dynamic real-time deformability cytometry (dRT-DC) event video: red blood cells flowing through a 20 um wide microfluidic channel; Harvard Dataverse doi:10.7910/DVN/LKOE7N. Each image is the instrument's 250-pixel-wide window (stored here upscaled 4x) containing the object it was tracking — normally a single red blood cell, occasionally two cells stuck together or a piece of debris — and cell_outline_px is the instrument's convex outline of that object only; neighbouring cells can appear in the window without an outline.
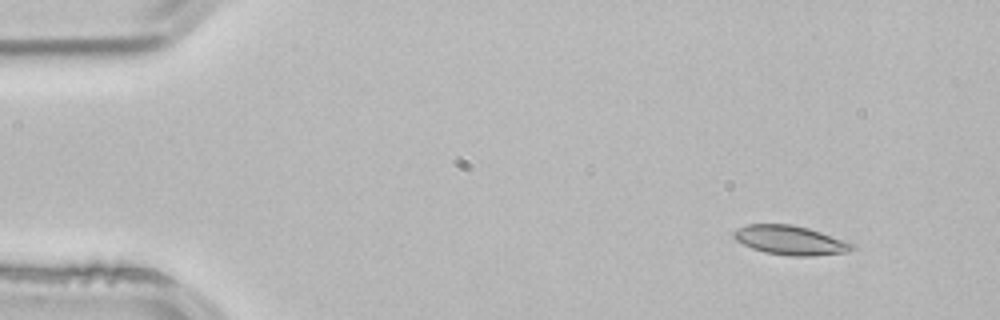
{"species": "common noctule bat (a hibernating species)", "species_latin": "Nyctalus noctula", "temperature_condition": "room temperature", "stored_images_in_passage": 4, "camera_frame_rate_fps": 3000, "um_per_image_px": 0.085, "animal": {"sex": "male", "body_mass_g": 21.5, "forearm_length_mm": 52.0}, "frame": {"image": 1, "passage_image": 2, "time_ms": 0.333, "image_size_px": [1000, 320], "cell_outline_px": [[856, 248], [848, 252], [812, 256], [792, 256], [764, 252], [752, 248], [736, 240], [732, 236], [732, 232], [736, 228], [748, 224], [792, 224], [808, 228], [856, 244]], "centroid_in_image_um": [67.17, 20.42], "position_along_channel_um": 17.8, "area_um2": 20.23}}
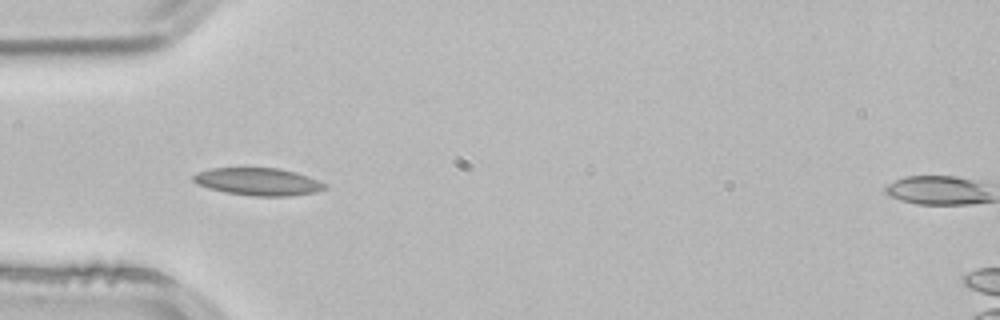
{"frame": {"image": 2, "passage_image": 4, "time_ms": 1.0, "image_size_px": [1000, 320], "cell_outline_px": [[328, 188], [316, 192], [288, 196], [252, 196], [224, 192], [208, 188], [196, 184], [192, 180], [192, 176], [200, 172], [212, 168], [280, 168], [296, 172], [308, 176], [328, 184]], "centroid_in_image_um": [21.97, 15.45], "position_along_channel_um": 63.0, "area_um2": 21.21}}